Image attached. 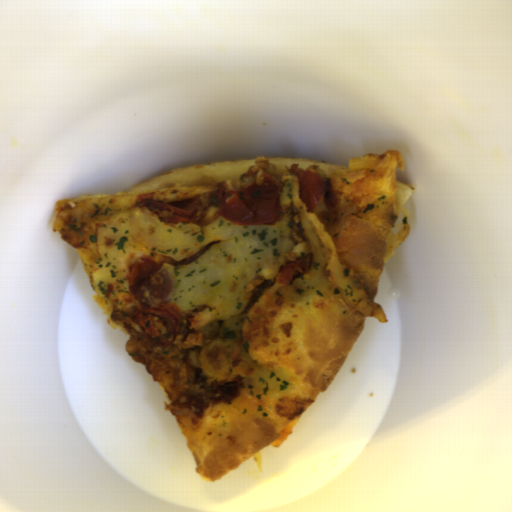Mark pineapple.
I'll return each instance as SVG.
<instances>
[{"instance_id":"1","label":"pineapple","mask_w":512,"mask_h":512,"mask_svg":"<svg viewBox=\"0 0 512 512\" xmlns=\"http://www.w3.org/2000/svg\"><path fill=\"white\" fill-rule=\"evenodd\" d=\"M288 222L287 217L242 226L209 207L198 221L162 223L150 209L127 207L99 226L101 262L90 283L99 295L121 296L128 293V273L140 260L153 254L177 260L220 241L189 264L160 266L172 284L160 305H176L180 312L213 308L210 323L201 330L204 338L238 342L248 284L256 278L272 280L287 265L293 247Z\"/></svg>"}]
</instances>
